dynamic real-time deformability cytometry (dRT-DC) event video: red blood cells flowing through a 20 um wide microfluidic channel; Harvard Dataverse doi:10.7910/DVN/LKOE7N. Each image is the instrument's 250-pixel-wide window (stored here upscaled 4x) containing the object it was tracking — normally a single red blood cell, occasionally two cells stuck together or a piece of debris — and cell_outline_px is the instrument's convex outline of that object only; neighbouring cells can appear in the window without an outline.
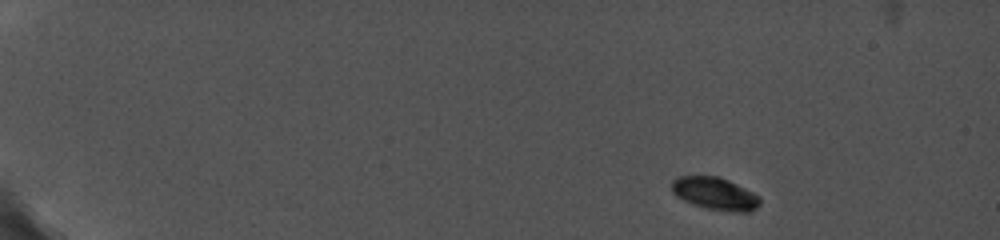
{"species": "common noctule bat (a hibernating species)", "species_latin": "Nyctalus noctula", "temperature_condition": "cold", "stored_images_in_passage": 53, "camera_frame_rate_fps": 5000, "um_per_image_px": 0.085, "animal": {"sex": "female", "body_mass_g": 19.0, "forearm_length_mm": 56.7}, "frame": {"image": 1, "passage_image": 1, "time_ms": 0.0, "image_size_px": [1000, 240], "cell_outline_px": [[760, 204], [756, 208], [748, 212], [732, 212], [708, 208], [692, 204], [676, 196], [672, 192], [672, 180], [680, 176], [720, 176], [760, 196]], "centroid_in_image_um": [60.78, 16.45], "position_along_channel_um": 24.2, "area_um2": 16.65}}
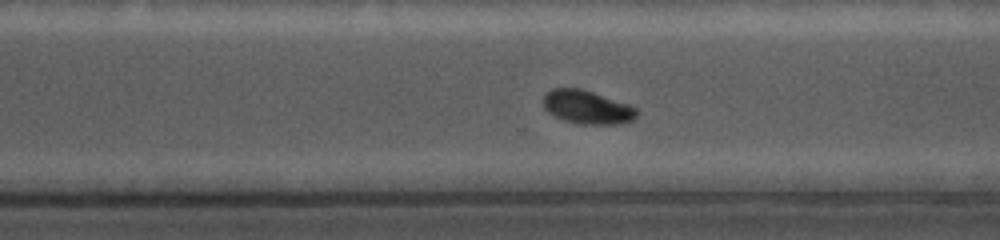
{"frame": {"image": 2, "passage_image": 46, "time_ms": 11.6, "image_size_px": [1000, 240], "cell_outline_px": [[636, 116], [632, 120], [624, 124], [576, 124], [552, 116], [544, 108], [544, 92], [552, 88], [580, 88], [628, 104], [636, 108]], "centroid_in_image_um": [49.86, 9.12], "position_along_channel_um": 320.7, "area_um2": 18.32}}
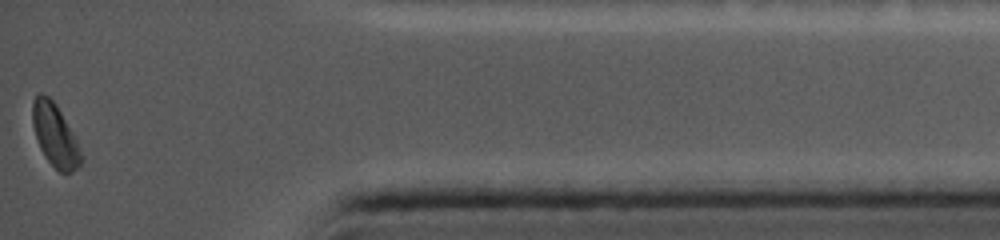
{"frame": {"image": 3, "passage_image": 53, "time_ms": 15.0, "image_size_px": [1000, 240], "cell_outline_px": [[80, 164], [72, 172], [60, 172], [44, 156], [40, 148], [32, 124], [32, 100], [40, 92], [48, 96], [56, 104], [76, 140], [80, 152]], "centroid_in_image_um": [4.63, 11.46], "position_along_channel_um": 430.6, "area_um2": 17.22}, "authors_computed_cell_mechanics": {"area_um2": 18.9584, "velocity_mm_per_s": 3.7496, "shape_relaxation_time_tau1_ms": 2.804, "shape_relaxation_time_tau2_ms": null, "deformation_change_tau1": 0.0812, "deformation_change_tau2": null}}